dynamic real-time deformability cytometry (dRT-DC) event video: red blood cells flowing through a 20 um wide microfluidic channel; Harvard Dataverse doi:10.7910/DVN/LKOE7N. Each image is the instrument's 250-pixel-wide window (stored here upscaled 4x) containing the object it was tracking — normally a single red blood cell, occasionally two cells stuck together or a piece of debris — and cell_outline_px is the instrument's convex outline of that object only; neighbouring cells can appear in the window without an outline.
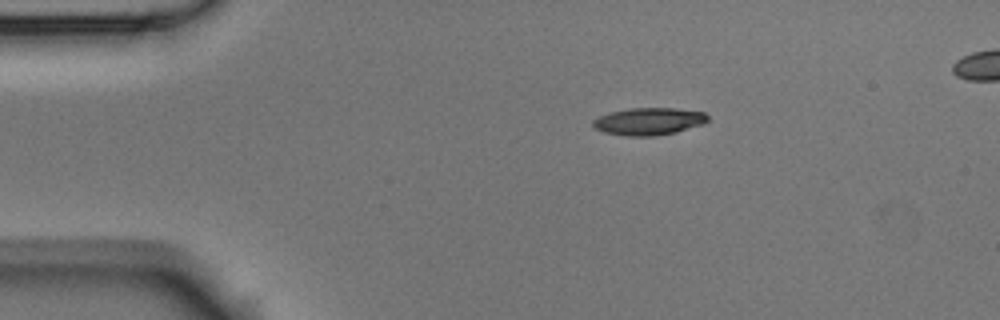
{"species": "Egyptian fruit bat (a non-hibernating species)", "species_latin": "Rousettus aegyptiacus", "temperature_condition": "room temperature", "stored_images_in_passage": 4, "camera_frame_rate_fps": 3000, "um_per_image_px": 0.085, "animal": {"sex": "male"}, "frame": {"image": 1, "passage_image": 1, "time_ms": 0.0, "image_size_px": [1000, 320], "cell_outline_px": [[708, 120], [704, 124], [676, 132], [656, 136], [628, 136], [604, 132], [596, 128], [592, 124], [592, 120], [608, 112], [632, 108], [676, 108], [704, 112], [708, 116]], "centroid_in_image_um": [55.16, 10.31], "position_along_channel_um": 29.8, "area_um2": 18.32}}
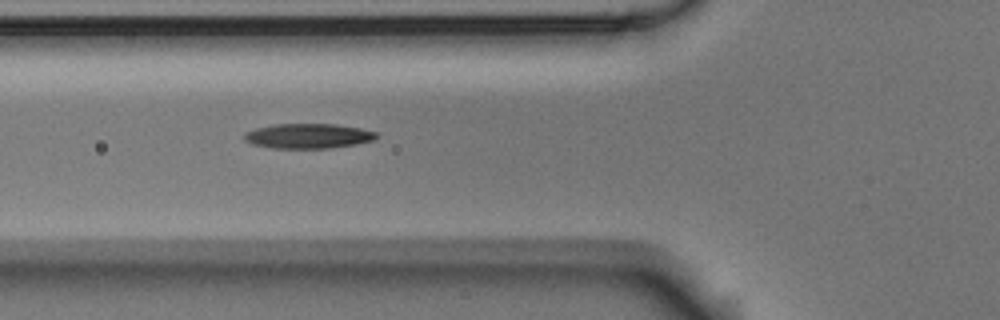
{"frame": {"image": 2, "passage_image": 4, "time_ms": 3.333, "image_size_px": [1000, 320], "cell_outline_px": [[380, 136], [376, 140], [356, 144], [328, 148], [272, 148], [252, 144], [244, 140], [244, 132], [256, 128], [276, 124], [336, 124], [360, 128], [376, 132]], "centroid_in_image_um": [26.22, 11.56], "position_along_channel_um": 99.6, "area_um2": 19.25}}